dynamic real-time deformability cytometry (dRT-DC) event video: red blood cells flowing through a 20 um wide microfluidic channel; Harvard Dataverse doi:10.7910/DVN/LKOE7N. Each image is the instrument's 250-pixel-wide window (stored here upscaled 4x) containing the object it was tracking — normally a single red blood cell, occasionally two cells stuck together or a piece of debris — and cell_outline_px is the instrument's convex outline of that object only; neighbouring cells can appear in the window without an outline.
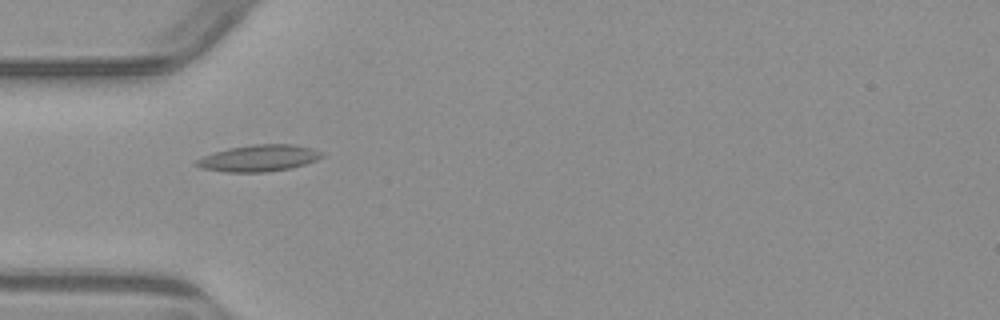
{"species": "common noctule bat (a hibernating species)", "species_latin": "Nyctalus noctula", "temperature_condition": "warm", "stored_images_in_passage": 6, "camera_frame_rate_fps": 3000, "um_per_image_px": 0.085, "animal": {"sex": "male", "body_mass_g": 23.1, "forearm_length_mm": 52.7}, "frame": {"image": 1, "passage_image": 3, "time_ms": 2.333, "image_size_px": [1000, 320], "cell_outline_px": [[324, 156], [316, 160], [292, 168], [268, 172], [228, 172], [200, 168], [192, 164], [196, 160], [204, 156], [228, 148], [252, 144], [292, 144], [312, 148], [324, 152]], "centroid_in_image_um": [22.01, 13.44], "position_along_channel_um": 63.0, "area_um2": 19.54}}
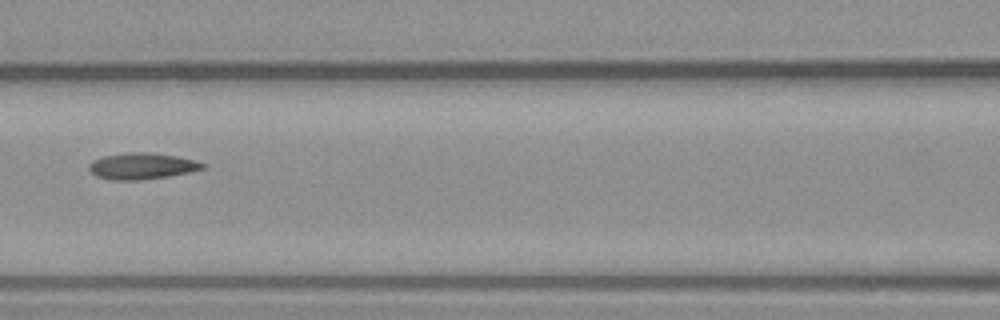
{"frame": {"image": 2, "passage_image": 5, "time_ms": 4.667, "image_size_px": [1000, 320], "cell_outline_px": [[208, 164], [204, 168], [188, 172], [168, 176], [140, 180], [108, 180], [96, 176], [88, 168], [88, 164], [92, 160], [104, 156], [128, 152], [152, 152], [176, 156], [196, 160]], "centroid_in_image_um": [12.05, 14.11], "position_along_channel_um": 154.5, "area_um2": 17.57}}
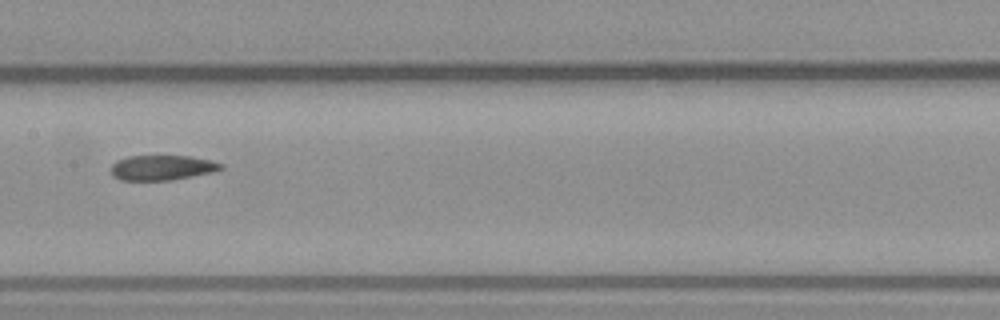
{"frame": {"image": 3, "passage_image": 6, "time_ms": 5.667, "image_size_px": [1000, 320], "cell_outline_px": [[224, 168], [212, 172], [172, 180], [120, 180], [112, 176], [112, 164], [116, 160], [128, 156], [188, 156], [208, 160], [224, 164]], "centroid_in_image_um": [13.75, 14.25], "position_along_channel_um": 193.6, "area_um2": 15.95}}